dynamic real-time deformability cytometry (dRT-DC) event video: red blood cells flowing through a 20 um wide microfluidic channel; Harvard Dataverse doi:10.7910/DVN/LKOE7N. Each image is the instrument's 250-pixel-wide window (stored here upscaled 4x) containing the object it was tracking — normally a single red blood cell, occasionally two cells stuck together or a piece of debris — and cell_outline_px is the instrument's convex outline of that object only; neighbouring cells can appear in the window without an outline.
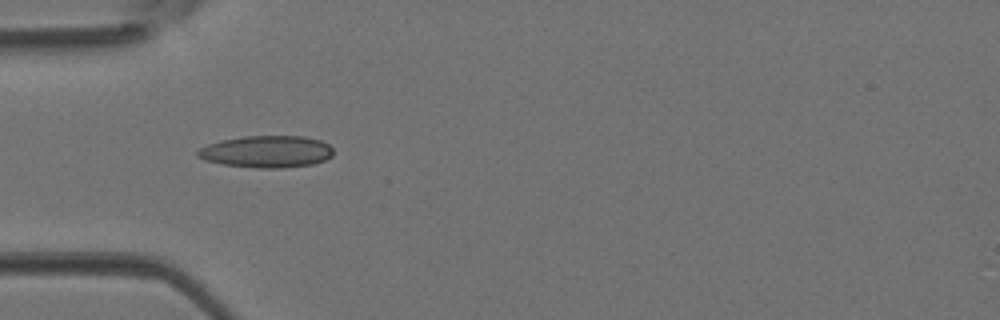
{"species": "Egyptian fruit bat (a non-hibernating species)", "species_latin": "Rousettus aegyptiacus", "temperature_condition": "room temperature", "stored_images_in_passage": 31, "camera_frame_rate_fps": 3000, "um_per_image_px": 0.085, "animal": {"sex": "female"}, "frame": {"image": 1, "passage_image": 1, "time_ms": 0.0, "image_size_px": [1000, 320], "cell_outline_px": [[332, 156], [324, 160], [312, 164], [280, 168], [256, 168], [224, 164], [204, 160], [196, 156], [196, 152], [200, 148], [208, 144], [220, 140], [244, 136], [304, 136], [320, 140], [328, 144], [332, 148]], "centroid_in_image_um": [22.64, 12.88], "position_along_channel_um": 62.4, "area_um2": 25.26}}
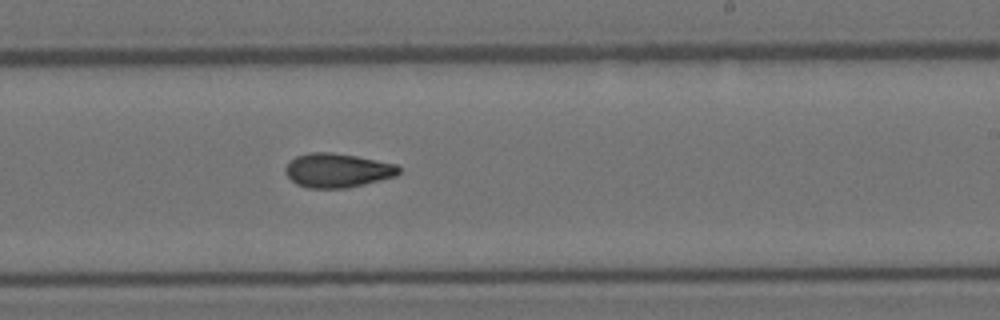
{"frame": {"image": 2, "passage_image": 14, "time_ms": 4.333, "image_size_px": [1000, 320], "cell_outline_px": [[400, 172], [396, 176], [348, 188], [308, 188], [296, 184], [284, 172], [284, 168], [296, 156], [312, 152], [332, 152], [356, 156], [396, 164], [400, 168]], "centroid_in_image_um": [28.68, 14.48], "position_along_channel_um": 260.3, "area_um2": 22.48}}
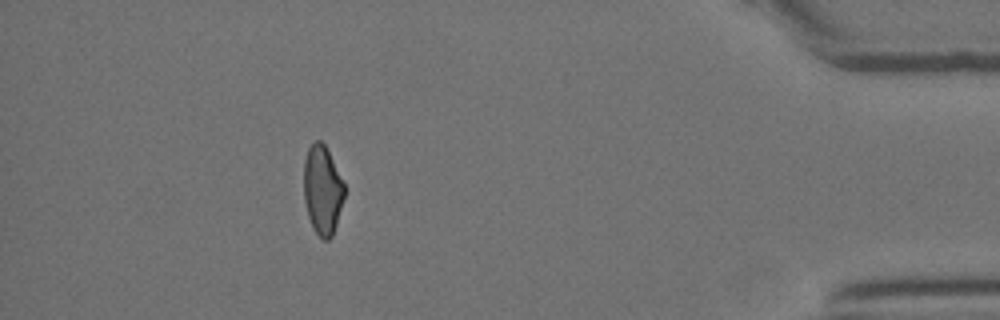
{"frame": {"image": 3, "passage_image": 27, "time_ms": 8.667, "image_size_px": [1000, 320], "cell_outline_px": [[344, 196], [336, 224], [332, 236], [328, 240], [324, 240], [312, 228], [308, 216], [304, 200], [304, 160], [308, 148], [316, 140], [320, 140], [324, 144], [344, 184]], "centroid_in_image_um": [27.39, 16.16], "position_along_channel_um": 407.8, "area_um2": 20.69}}